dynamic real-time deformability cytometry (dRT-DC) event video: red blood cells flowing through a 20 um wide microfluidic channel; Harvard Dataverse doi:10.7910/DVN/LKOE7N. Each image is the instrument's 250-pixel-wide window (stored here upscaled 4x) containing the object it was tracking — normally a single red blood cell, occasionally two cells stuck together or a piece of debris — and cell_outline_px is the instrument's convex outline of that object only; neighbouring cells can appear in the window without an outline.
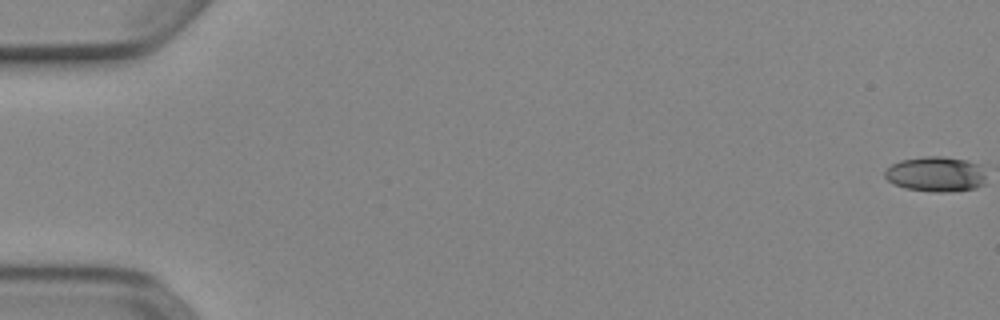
{"species": "Egyptian fruit bat (a non-hibernating species)", "species_latin": "Rousettus aegyptiacus", "temperature_condition": "cold", "stored_images_in_passage": 49, "camera_frame_rate_fps": 3000, "um_per_image_px": 0.085, "animal": {"sex": "female"}, "frame": {"image": 1, "passage_image": 1, "time_ms": 0.0, "image_size_px": [1000, 320], "cell_outline_px": [[984, 184], [976, 188], [944, 192], [932, 192], [904, 188], [892, 184], [884, 176], [884, 172], [892, 164], [900, 160], [924, 156], [944, 156], [964, 160], [980, 164], [984, 176]], "centroid_in_image_um": [79.51, 14.8], "position_along_channel_um": 5.5, "area_um2": 20.81}}
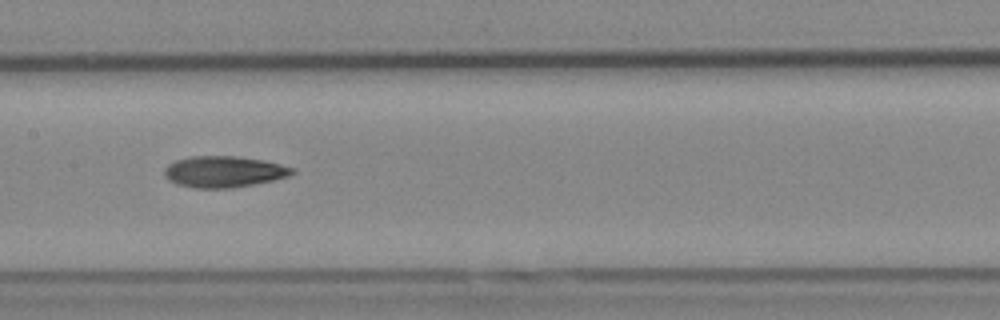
{"frame": {"image": 2, "passage_image": 28, "time_ms": 9.0, "image_size_px": [1000, 320], "cell_outline_px": [[296, 172], [288, 176], [272, 180], [232, 188], [196, 188], [176, 184], [168, 180], [164, 176], [164, 168], [168, 164], [176, 160], [192, 156], [236, 156], [264, 160], [296, 168]], "centroid_in_image_um": [19.02, 14.59], "position_along_channel_um": 188.4, "area_um2": 23.35}}
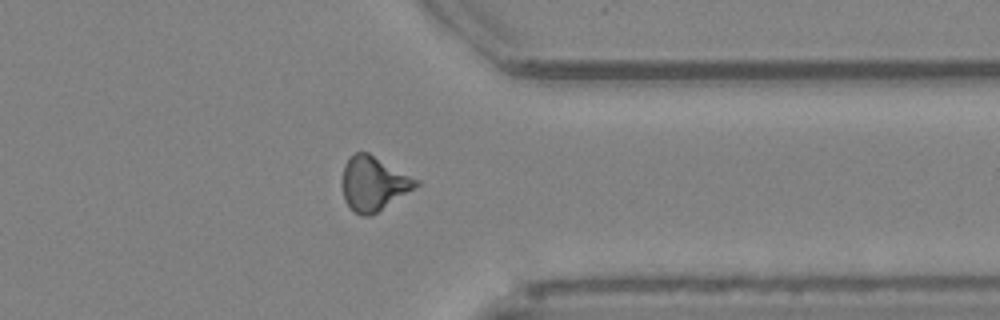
{"frame": {"image": 3, "passage_image": 43, "time_ms": 14.0, "image_size_px": [1000, 320], "cell_outline_px": [[420, 184], [376, 212], [368, 216], [360, 216], [352, 212], [344, 200], [340, 184], [344, 164], [356, 152], [368, 152], [420, 180]], "centroid_in_image_um": [31.7, 15.6], "position_along_channel_um": 379.7, "area_um2": 23.35}}